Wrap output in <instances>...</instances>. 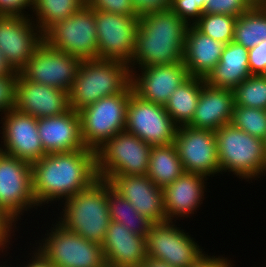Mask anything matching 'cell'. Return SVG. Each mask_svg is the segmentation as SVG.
Wrapping results in <instances>:
<instances>
[{"instance_id":"3957f363","label":"cell","mask_w":266,"mask_h":267,"mask_svg":"<svg viewBox=\"0 0 266 267\" xmlns=\"http://www.w3.org/2000/svg\"><path fill=\"white\" fill-rule=\"evenodd\" d=\"M107 180L97 179L90 187L61 201L64 207L58 217L65 229L81 237L102 244L111 222L108 209ZM62 215V216H61Z\"/></svg>"},{"instance_id":"5bb4252c","label":"cell","mask_w":266,"mask_h":267,"mask_svg":"<svg viewBox=\"0 0 266 267\" xmlns=\"http://www.w3.org/2000/svg\"><path fill=\"white\" fill-rule=\"evenodd\" d=\"M0 206L17 221L25 211L38 209L32 192V165L1 151Z\"/></svg>"},{"instance_id":"7402d4cb","label":"cell","mask_w":266,"mask_h":267,"mask_svg":"<svg viewBox=\"0 0 266 267\" xmlns=\"http://www.w3.org/2000/svg\"><path fill=\"white\" fill-rule=\"evenodd\" d=\"M38 134L46 154L85 149L80 116L70 108L58 116L38 119Z\"/></svg>"},{"instance_id":"5b68a950","label":"cell","mask_w":266,"mask_h":267,"mask_svg":"<svg viewBox=\"0 0 266 267\" xmlns=\"http://www.w3.org/2000/svg\"><path fill=\"white\" fill-rule=\"evenodd\" d=\"M221 172L258 180L266 174L265 141L227 124L215 131ZM264 173V174H263ZM241 177V178H240Z\"/></svg>"},{"instance_id":"8fae6325","label":"cell","mask_w":266,"mask_h":267,"mask_svg":"<svg viewBox=\"0 0 266 267\" xmlns=\"http://www.w3.org/2000/svg\"><path fill=\"white\" fill-rule=\"evenodd\" d=\"M193 239L174 221L152 224L146 236L147 258L174 267H191L205 254Z\"/></svg>"},{"instance_id":"277c9868","label":"cell","mask_w":266,"mask_h":267,"mask_svg":"<svg viewBox=\"0 0 266 267\" xmlns=\"http://www.w3.org/2000/svg\"><path fill=\"white\" fill-rule=\"evenodd\" d=\"M131 85L126 63L105 59L83 60L69 95V106L76 112L101 98L123 93Z\"/></svg>"},{"instance_id":"836d02e7","label":"cell","mask_w":266,"mask_h":267,"mask_svg":"<svg viewBox=\"0 0 266 267\" xmlns=\"http://www.w3.org/2000/svg\"><path fill=\"white\" fill-rule=\"evenodd\" d=\"M231 124L253 137H257L264 141L266 139L265 109L234 105Z\"/></svg>"},{"instance_id":"2e32d148","label":"cell","mask_w":266,"mask_h":267,"mask_svg":"<svg viewBox=\"0 0 266 267\" xmlns=\"http://www.w3.org/2000/svg\"><path fill=\"white\" fill-rule=\"evenodd\" d=\"M3 114L1 152L30 164L46 155L38 134V119L15 108Z\"/></svg>"},{"instance_id":"f1b7e54d","label":"cell","mask_w":266,"mask_h":267,"mask_svg":"<svg viewBox=\"0 0 266 267\" xmlns=\"http://www.w3.org/2000/svg\"><path fill=\"white\" fill-rule=\"evenodd\" d=\"M266 40V7H251L237 17L233 41L250 49Z\"/></svg>"},{"instance_id":"ba28073f","label":"cell","mask_w":266,"mask_h":267,"mask_svg":"<svg viewBox=\"0 0 266 267\" xmlns=\"http://www.w3.org/2000/svg\"><path fill=\"white\" fill-rule=\"evenodd\" d=\"M52 226L35 248L56 267H106L101 244L68 231L57 221Z\"/></svg>"},{"instance_id":"9a60e30c","label":"cell","mask_w":266,"mask_h":267,"mask_svg":"<svg viewBox=\"0 0 266 267\" xmlns=\"http://www.w3.org/2000/svg\"><path fill=\"white\" fill-rule=\"evenodd\" d=\"M174 144L185 172L205 177L220 173L215 131L181 125Z\"/></svg>"},{"instance_id":"bcb514c9","label":"cell","mask_w":266,"mask_h":267,"mask_svg":"<svg viewBox=\"0 0 266 267\" xmlns=\"http://www.w3.org/2000/svg\"><path fill=\"white\" fill-rule=\"evenodd\" d=\"M144 265L146 267H174V266L169 265L166 262L159 261L157 259H151V258H147Z\"/></svg>"},{"instance_id":"f546056e","label":"cell","mask_w":266,"mask_h":267,"mask_svg":"<svg viewBox=\"0 0 266 267\" xmlns=\"http://www.w3.org/2000/svg\"><path fill=\"white\" fill-rule=\"evenodd\" d=\"M108 209L112 221L125 225L135 234L147 236L153 223L139 214L133 205L112 187L108 189Z\"/></svg>"},{"instance_id":"f35d334b","label":"cell","mask_w":266,"mask_h":267,"mask_svg":"<svg viewBox=\"0 0 266 267\" xmlns=\"http://www.w3.org/2000/svg\"><path fill=\"white\" fill-rule=\"evenodd\" d=\"M248 63L252 75H263L266 72V40L248 49Z\"/></svg>"},{"instance_id":"7dc6e473","label":"cell","mask_w":266,"mask_h":267,"mask_svg":"<svg viewBox=\"0 0 266 267\" xmlns=\"http://www.w3.org/2000/svg\"><path fill=\"white\" fill-rule=\"evenodd\" d=\"M252 7H265L266 0H247Z\"/></svg>"},{"instance_id":"52a82bcc","label":"cell","mask_w":266,"mask_h":267,"mask_svg":"<svg viewBox=\"0 0 266 267\" xmlns=\"http://www.w3.org/2000/svg\"><path fill=\"white\" fill-rule=\"evenodd\" d=\"M151 148L126 130L117 133L95 151L98 177L146 175Z\"/></svg>"},{"instance_id":"8992f818","label":"cell","mask_w":266,"mask_h":267,"mask_svg":"<svg viewBox=\"0 0 266 267\" xmlns=\"http://www.w3.org/2000/svg\"><path fill=\"white\" fill-rule=\"evenodd\" d=\"M133 92L130 85L123 93L106 96L78 111L81 137L86 148L96 151L125 130L127 106Z\"/></svg>"},{"instance_id":"4fadbf2b","label":"cell","mask_w":266,"mask_h":267,"mask_svg":"<svg viewBox=\"0 0 266 267\" xmlns=\"http://www.w3.org/2000/svg\"><path fill=\"white\" fill-rule=\"evenodd\" d=\"M177 128L164 106L145 101L134 92L130 95L125 126L128 133L151 146H164L174 143Z\"/></svg>"},{"instance_id":"603a6c76","label":"cell","mask_w":266,"mask_h":267,"mask_svg":"<svg viewBox=\"0 0 266 267\" xmlns=\"http://www.w3.org/2000/svg\"><path fill=\"white\" fill-rule=\"evenodd\" d=\"M209 178L200 174L184 172L171 184L163 188L166 220L175 221L178 218L194 214L204 200L206 183ZM205 191V192H204ZM178 216V217H177ZM176 217V218H175Z\"/></svg>"},{"instance_id":"8d00e7d4","label":"cell","mask_w":266,"mask_h":267,"mask_svg":"<svg viewBox=\"0 0 266 267\" xmlns=\"http://www.w3.org/2000/svg\"><path fill=\"white\" fill-rule=\"evenodd\" d=\"M85 4L96 10H102L123 16H138L131 0H85Z\"/></svg>"},{"instance_id":"d6a6232c","label":"cell","mask_w":266,"mask_h":267,"mask_svg":"<svg viewBox=\"0 0 266 267\" xmlns=\"http://www.w3.org/2000/svg\"><path fill=\"white\" fill-rule=\"evenodd\" d=\"M237 17L227 14L204 13L194 26L203 34L225 45L234 39V27Z\"/></svg>"},{"instance_id":"ac0fdd59","label":"cell","mask_w":266,"mask_h":267,"mask_svg":"<svg viewBox=\"0 0 266 267\" xmlns=\"http://www.w3.org/2000/svg\"><path fill=\"white\" fill-rule=\"evenodd\" d=\"M139 69H141V75L137 70L131 71V85L134 93L145 101L162 106H165L176 88L190 77L183 61Z\"/></svg>"},{"instance_id":"d590c367","label":"cell","mask_w":266,"mask_h":267,"mask_svg":"<svg viewBox=\"0 0 266 267\" xmlns=\"http://www.w3.org/2000/svg\"><path fill=\"white\" fill-rule=\"evenodd\" d=\"M252 6L247 0H207L205 13L227 14L239 17L246 13Z\"/></svg>"},{"instance_id":"b9f144b4","label":"cell","mask_w":266,"mask_h":267,"mask_svg":"<svg viewBox=\"0 0 266 267\" xmlns=\"http://www.w3.org/2000/svg\"><path fill=\"white\" fill-rule=\"evenodd\" d=\"M172 0H131L136 14L140 17L147 13L170 9Z\"/></svg>"},{"instance_id":"f6af8a7d","label":"cell","mask_w":266,"mask_h":267,"mask_svg":"<svg viewBox=\"0 0 266 267\" xmlns=\"http://www.w3.org/2000/svg\"><path fill=\"white\" fill-rule=\"evenodd\" d=\"M18 72L14 71L7 63L5 57L0 52V76H15Z\"/></svg>"},{"instance_id":"e0dca14e","label":"cell","mask_w":266,"mask_h":267,"mask_svg":"<svg viewBox=\"0 0 266 267\" xmlns=\"http://www.w3.org/2000/svg\"><path fill=\"white\" fill-rule=\"evenodd\" d=\"M30 18L31 16L0 15V52L16 72H19L44 40L43 33Z\"/></svg>"},{"instance_id":"cb8c5ba5","label":"cell","mask_w":266,"mask_h":267,"mask_svg":"<svg viewBox=\"0 0 266 267\" xmlns=\"http://www.w3.org/2000/svg\"><path fill=\"white\" fill-rule=\"evenodd\" d=\"M234 105L232 89L215 88L205 83L193 118L187 126L217 131L220 127L231 124Z\"/></svg>"},{"instance_id":"83f0119b","label":"cell","mask_w":266,"mask_h":267,"mask_svg":"<svg viewBox=\"0 0 266 267\" xmlns=\"http://www.w3.org/2000/svg\"><path fill=\"white\" fill-rule=\"evenodd\" d=\"M185 172L175 144L152 146L147 176L161 188Z\"/></svg>"},{"instance_id":"ab89813d","label":"cell","mask_w":266,"mask_h":267,"mask_svg":"<svg viewBox=\"0 0 266 267\" xmlns=\"http://www.w3.org/2000/svg\"><path fill=\"white\" fill-rule=\"evenodd\" d=\"M16 221L10 213L0 206V252L9 248V244H11L9 239L12 240L11 233L14 232V228L17 229Z\"/></svg>"},{"instance_id":"6da1fadb","label":"cell","mask_w":266,"mask_h":267,"mask_svg":"<svg viewBox=\"0 0 266 267\" xmlns=\"http://www.w3.org/2000/svg\"><path fill=\"white\" fill-rule=\"evenodd\" d=\"M31 165L32 192L39 207L69 199L99 179L96 152L88 148L49 153Z\"/></svg>"},{"instance_id":"7a4b0ae2","label":"cell","mask_w":266,"mask_h":267,"mask_svg":"<svg viewBox=\"0 0 266 267\" xmlns=\"http://www.w3.org/2000/svg\"><path fill=\"white\" fill-rule=\"evenodd\" d=\"M187 28L171 9L140 16L129 69L182 62Z\"/></svg>"},{"instance_id":"7c38bea8","label":"cell","mask_w":266,"mask_h":267,"mask_svg":"<svg viewBox=\"0 0 266 267\" xmlns=\"http://www.w3.org/2000/svg\"><path fill=\"white\" fill-rule=\"evenodd\" d=\"M94 10L98 54L97 59L130 64L134 51L139 16H123Z\"/></svg>"},{"instance_id":"9c48e42d","label":"cell","mask_w":266,"mask_h":267,"mask_svg":"<svg viewBox=\"0 0 266 267\" xmlns=\"http://www.w3.org/2000/svg\"><path fill=\"white\" fill-rule=\"evenodd\" d=\"M51 47L82 60L97 59L94 10L86 4L70 17L57 21L44 34Z\"/></svg>"},{"instance_id":"74e56055","label":"cell","mask_w":266,"mask_h":267,"mask_svg":"<svg viewBox=\"0 0 266 267\" xmlns=\"http://www.w3.org/2000/svg\"><path fill=\"white\" fill-rule=\"evenodd\" d=\"M17 78L18 73L15 76H0V112L2 115L15 108Z\"/></svg>"},{"instance_id":"1f68e13d","label":"cell","mask_w":266,"mask_h":267,"mask_svg":"<svg viewBox=\"0 0 266 267\" xmlns=\"http://www.w3.org/2000/svg\"><path fill=\"white\" fill-rule=\"evenodd\" d=\"M235 105L266 110V77L251 75L234 90Z\"/></svg>"},{"instance_id":"4316f807","label":"cell","mask_w":266,"mask_h":267,"mask_svg":"<svg viewBox=\"0 0 266 267\" xmlns=\"http://www.w3.org/2000/svg\"><path fill=\"white\" fill-rule=\"evenodd\" d=\"M205 79L190 76L171 94L164 108L178 125H187L193 118Z\"/></svg>"},{"instance_id":"30bf717a","label":"cell","mask_w":266,"mask_h":267,"mask_svg":"<svg viewBox=\"0 0 266 267\" xmlns=\"http://www.w3.org/2000/svg\"><path fill=\"white\" fill-rule=\"evenodd\" d=\"M82 61L43 40L18 73L32 82L69 92Z\"/></svg>"},{"instance_id":"d6986e66","label":"cell","mask_w":266,"mask_h":267,"mask_svg":"<svg viewBox=\"0 0 266 267\" xmlns=\"http://www.w3.org/2000/svg\"><path fill=\"white\" fill-rule=\"evenodd\" d=\"M107 181L153 224L167 221L163 188L158 187L147 175L112 176Z\"/></svg>"},{"instance_id":"7bdbcfd3","label":"cell","mask_w":266,"mask_h":267,"mask_svg":"<svg viewBox=\"0 0 266 267\" xmlns=\"http://www.w3.org/2000/svg\"><path fill=\"white\" fill-rule=\"evenodd\" d=\"M210 256L208 253L204 254L193 266L191 267H232L234 264L227 257ZM221 257V258H220ZM233 264V265H232Z\"/></svg>"},{"instance_id":"c3c4849f","label":"cell","mask_w":266,"mask_h":267,"mask_svg":"<svg viewBox=\"0 0 266 267\" xmlns=\"http://www.w3.org/2000/svg\"><path fill=\"white\" fill-rule=\"evenodd\" d=\"M4 263H5V265L2 266V264H1L0 267H11V266H8V265L6 266V262H4ZM16 267H18V266H16Z\"/></svg>"},{"instance_id":"44dd1931","label":"cell","mask_w":266,"mask_h":267,"mask_svg":"<svg viewBox=\"0 0 266 267\" xmlns=\"http://www.w3.org/2000/svg\"><path fill=\"white\" fill-rule=\"evenodd\" d=\"M101 247L106 267H141L147 260L146 237L112 220Z\"/></svg>"},{"instance_id":"ee69618b","label":"cell","mask_w":266,"mask_h":267,"mask_svg":"<svg viewBox=\"0 0 266 267\" xmlns=\"http://www.w3.org/2000/svg\"><path fill=\"white\" fill-rule=\"evenodd\" d=\"M32 252L34 254L33 256L31 255L32 259L29 262L27 261V264L21 265L22 267H56L37 248Z\"/></svg>"},{"instance_id":"ffe728a7","label":"cell","mask_w":266,"mask_h":267,"mask_svg":"<svg viewBox=\"0 0 266 267\" xmlns=\"http://www.w3.org/2000/svg\"><path fill=\"white\" fill-rule=\"evenodd\" d=\"M15 109L36 119L58 116L70 109L67 91L24 79L16 81Z\"/></svg>"},{"instance_id":"d4e9b609","label":"cell","mask_w":266,"mask_h":267,"mask_svg":"<svg viewBox=\"0 0 266 267\" xmlns=\"http://www.w3.org/2000/svg\"><path fill=\"white\" fill-rule=\"evenodd\" d=\"M225 44L200 32L194 25L186 31L183 63L189 76L206 78L220 61Z\"/></svg>"},{"instance_id":"484cf974","label":"cell","mask_w":266,"mask_h":267,"mask_svg":"<svg viewBox=\"0 0 266 267\" xmlns=\"http://www.w3.org/2000/svg\"><path fill=\"white\" fill-rule=\"evenodd\" d=\"M251 75L248 49L232 41L225 45L220 61L205 78V82L215 88L234 90Z\"/></svg>"},{"instance_id":"e575fe53","label":"cell","mask_w":266,"mask_h":267,"mask_svg":"<svg viewBox=\"0 0 266 267\" xmlns=\"http://www.w3.org/2000/svg\"><path fill=\"white\" fill-rule=\"evenodd\" d=\"M207 0H172L170 9L188 26L194 25L205 13Z\"/></svg>"},{"instance_id":"4dcf8cb0","label":"cell","mask_w":266,"mask_h":267,"mask_svg":"<svg viewBox=\"0 0 266 267\" xmlns=\"http://www.w3.org/2000/svg\"><path fill=\"white\" fill-rule=\"evenodd\" d=\"M83 5L85 0H34L32 13L37 19L34 15L31 18L44 34L57 21L70 17Z\"/></svg>"},{"instance_id":"60d3db41","label":"cell","mask_w":266,"mask_h":267,"mask_svg":"<svg viewBox=\"0 0 266 267\" xmlns=\"http://www.w3.org/2000/svg\"><path fill=\"white\" fill-rule=\"evenodd\" d=\"M34 0H0V15L2 16H30L24 9H33ZM25 12V13H24Z\"/></svg>"}]
</instances>
